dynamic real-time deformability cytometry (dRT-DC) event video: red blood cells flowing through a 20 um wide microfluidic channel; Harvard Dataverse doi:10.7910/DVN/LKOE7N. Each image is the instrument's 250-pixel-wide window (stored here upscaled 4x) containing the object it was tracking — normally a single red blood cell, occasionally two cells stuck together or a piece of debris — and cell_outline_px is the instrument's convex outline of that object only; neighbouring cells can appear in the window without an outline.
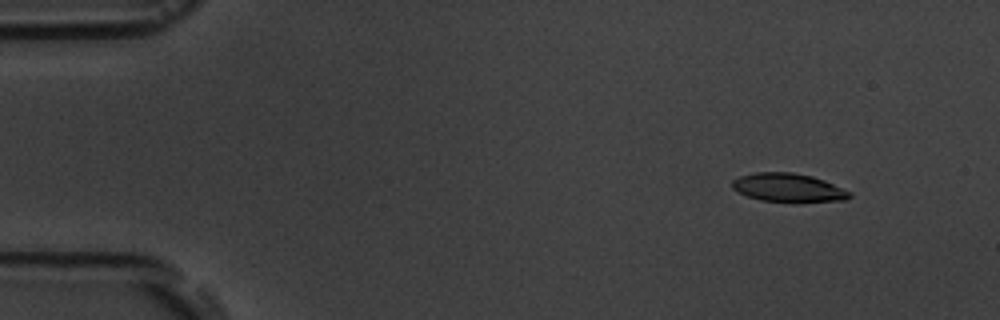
{"species": "common noctule bat (a hibernating species)", "species_latin": "Nyctalus noctula", "temperature_condition": "room temperature", "stored_images_in_passage": 8, "camera_frame_rate_fps": 3000, "um_per_image_px": 0.085, "animal": {"sex": "male", "body_mass_g": 19.5, "forearm_length_mm": 54.6}, "frame": {"image": 1, "passage_image": 2, "time_ms": 1.0, "image_size_px": [1000, 320], "cell_outline_px": [[852, 196], [844, 200], [796, 204], [760, 200], [748, 196], [732, 188], [732, 180], [740, 176], [756, 172], [792, 172], [812, 176], [824, 180], [852, 192]], "centroid_in_image_um": [67.05, 15.98], "position_along_channel_um": 18.0, "area_um2": 20.06}}
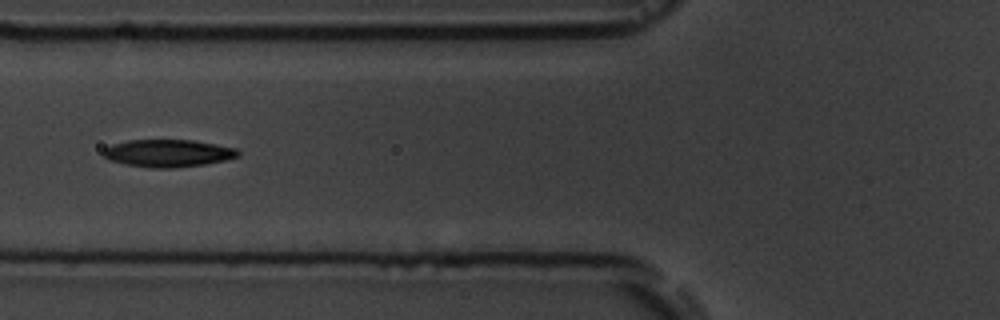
{"frame": {"image": 2, "passage_image": 6, "time_ms": 6.333, "image_size_px": [1000, 320], "cell_outline_px": [[240, 156], [224, 160], [204, 164], [172, 168], [152, 168], [128, 164], [108, 160], [104, 156], [104, 148], [112, 144], [128, 140], [192, 140], [236, 148], [240, 152]], "centroid_in_image_um": [14.28, 13.02], "position_along_channel_um": 111.5, "area_um2": 21.39}}
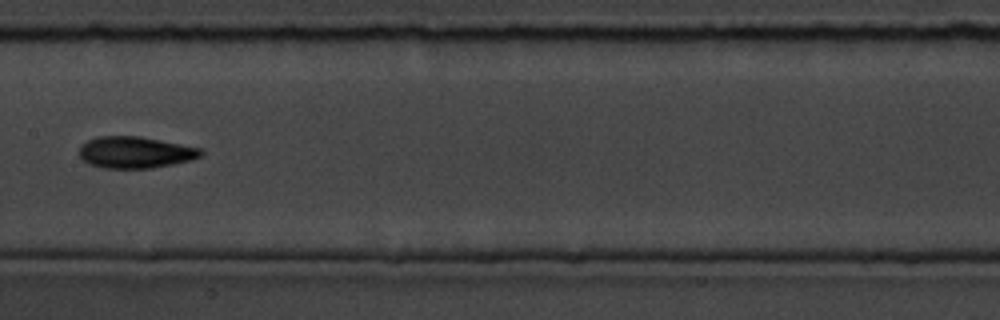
{"frame": {"image": 3, "passage_image": 8, "time_ms": 8.667, "image_size_px": [1000, 320], "cell_outline_px": [[204, 152], [200, 156], [192, 160], [152, 168], [104, 168], [88, 164], [80, 156], [80, 144], [96, 136], [140, 136], [200, 148]], "centroid_in_image_um": [11.47, 12.95], "position_along_channel_um": 195.9, "area_um2": 22.37}}